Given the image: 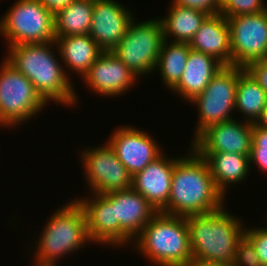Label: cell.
Here are the masks:
<instances>
[{
    "mask_svg": "<svg viewBox=\"0 0 267 266\" xmlns=\"http://www.w3.org/2000/svg\"><path fill=\"white\" fill-rule=\"evenodd\" d=\"M48 104L33 83L6 60L0 67V127L26 123Z\"/></svg>",
    "mask_w": 267,
    "mask_h": 266,
    "instance_id": "cell-8",
    "label": "cell"
},
{
    "mask_svg": "<svg viewBox=\"0 0 267 266\" xmlns=\"http://www.w3.org/2000/svg\"><path fill=\"white\" fill-rule=\"evenodd\" d=\"M245 69L259 83L267 95V57L250 63Z\"/></svg>",
    "mask_w": 267,
    "mask_h": 266,
    "instance_id": "cell-31",
    "label": "cell"
},
{
    "mask_svg": "<svg viewBox=\"0 0 267 266\" xmlns=\"http://www.w3.org/2000/svg\"><path fill=\"white\" fill-rule=\"evenodd\" d=\"M226 18L230 27L231 66L246 68L267 57V9Z\"/></svg>",
    "mask_w": 267,
    "mask_h": 266,
    "instance_id": "cell-10",
    "label": "cell"
},
{
    "mask_svg": "<svg viewBox=\"0 0 267 266\" xmlns=\"http://www.w3.org/2000/svg\"><path fill=\"white\" fill-rule=\"evenodd\" d=\"M190 49L210 55L223 66H231L230 27L221 13L209 15L189 42Z\"/></svg>",
    "mask_w": 267,
    "mask_h": 266,
    "instance_id": "cell-19",
    "label": "cell"
},
{
    "mask_svg": "<svg viewBox=\"0 0 267 266\" xmlns=\"http://www.w3.org/2000/svg\"><path fill=\"white\" fill-rule=\"evenodd\" d=\"M267 103V95L259 83L244 69L238 76L235 109L249 123H256Z\"/></svg>",
    "mask_w": 267,
    "mask_h": 266,
    "instance_id": "cell-25",
    "label": "cell"
},
{
    "mask_svg": "<svg viewBox=\"0 0 267 266\" xmlns=\"http://www.w3.org/2000/svg\"><path fill=\"white\" fill-rule=\"evenodd\" d=\"M198 154L207 161L215 186L224 196L228 186L246 180L249 174V156L228 152Z\"/></svg>",
    "mask_w": 267,
    "mask_h": 266,
    "instance_id": "cell-22",
    "label": "cell"
},
{
    "mask_svg": "<svg viewBox=\"0 0 267 266\" xmlns=\"http://www.w3.org/2000/svg\"><path fill=\"white\" fill-rule=\"evenodd\" d=\"M190 148L188 156H180L175 164L168 204L162 213L187 217L215 212L225 204L207 161Z\"/></svg>",
    "mask_w": 267,
    "mask_h": 266,
    "instance_id": "cell-1",
    "label": "cell"
},
{
    "mask_svg": "<svg viewBox=\"0 0 267 266\" xmlns=\"http://www.w3.org/2000/svg\"><path fill=\"white\" fill-rule=\"evenodd\" d=\"M244 69L224 66L204 91L190 101L196 104L199 117L193 141L209 126L234 119L230 112L235 109L238 76Z\"/></svg>",
    "mask_w": 267,
    "mask_h": 266,
    "instance_id": "cell-9",
    "label": "cell"
},
{
    "mask_svg": "<svg viewBox=\"0 0 267 266\" xmlns=\"http://www.w3.org/2000/svg\"><path fill=\"white\" fill-rule=\"evenodd\" d=\"M44 7H46L53 14L66 8L74 0H38Z\"/></svg>",
    "mask_w": 267,
    "mask_h": 266,
    "instance_id": "cell-34",
    "label": "cell"
},
{
    "mask_svg": "<svg viewBox=\"0 0 267 266\" xmlns=\"http://www.w3.org/2000/svg\"><path fill=\"white\" fill-rule=\"evenodd\" d=\"M170 11L164 18H160L164 39H175L172 42L189 43L199 30L204 20L210 15L199 9L171 3Z\"/></svg>",
    "mask_w": 267,
    "mask_h": 266,
    "instance_id": "cell-23",
    "label": "cell"
},
{
    "mask_svg": "<svg viewBox=\"0 0 267 266\" xmlns=\"http://www.w3.org/2000/svg\"><path fill=\"white\" fill-rule=\"evenodd\" d=\"M250 166L256 164L260 170L267 174V151H251L249 156Z\"/></svg>",
    "mask_w": 267,
    "mask_h": 266,
    "instance_id": "cell-33",
    "label": "cell"
},
{
    "mask_svg": "<svg viewBox=\"0 0 267 266\" xmlns=\"http://www.w3.org/2000/svg\"><path fill=\"white\" fill-rule=\"evenodd\" d=\"M107 143L132 177L163 154L147 132L122 126L114 130Z\"/></svg>",
    "mask_w": 267,
    "mask_h": 266,
    "instance_id": "cell-12",
    "label": "cell"
},
{
    "mask_svg": "<svg viewBox=\"0 0 267 266\" xmlns=\"http://www.w3.org/2000/svg\"><path fill=\"white\" fill-rule=\"evenodd\" d=\"M56 49L69 71L80 77L90 69L103 50L89 34L55 36Z\"/></svg>",
    "mask_w": 267,
    "mask_h": 266,
    "instance_id": "cell-21",
    "label": "cell"
},
{
    "mask_svg": "<svg viewBox=\"0 0 267 266\" xmlns=\"http://www.w3.org/2000/svg\"><path fill=\"white\" fill-rule=\"evenodd\" d=\"M93 0H74L54 14L55 36L89 34Z\"/></svg>",
    "mask_w": 267,
    "mask_h": 266,
    "instance_id": "cell-24",
    "label": "cell"
},
{
    "mask_svg": "<svg viewBox=\"0 0 267 266\" xmlns=\"http://www.w3.org/2000/svg\"><path fill=\"white\" fill-rule=\"evenodd\" d=\"M251 151H267V128L253 124Z\"/></svg>",
    "mask_w": 267,
    "mask_h": 266,
    "instance_id": "cell-32",
    "label": "cell"
},
{
    "mask_svg": "<svg viewBox=\"0 0 267 266\" xmlns=\"http://www.w3.org/2000/svg\"><path fill=\"white\" fill-rule=\"evenodd\" d=\"M191 266H236L234 262L231 263H194Z\"/></svg>",
    "mask_w": 267,
    "mask_h": 266,
    "instance_id": "cell-36",
    "label": "cell"
},
{
    "mask_svg": "<svg viewBox=\"0 0 267 266\" xmlns=\"http://www.w3.org/2000/svg\"><path fill=\"white\" fill-rule=\"evenodd\" d=\"M75 199L82 207L91 242L120 246V224L115 221L114 200L108 194ZM111 244V245H110Z\"/></svg>",
    "mask_w": 267,
    "mask_h": 266,
    "instance_id": "cell-17",
    "label": "cell"
},
{
    "mask_svg": "<svg viewBox=\"0 0 267 266\" xmlns=\"http://www.w3.org/2000/svg\"><path fill=\"white\" fill-rule=\"evenodd\" d=\"M81 78H84V84L86 83L90 90L109 97H118L119 94L125 93L138 80L111 51H103Z\"/></svg>",
    "mask_w": 267,
    "mask_h": 266,
    "instance_id": "cell-15",
    "label": "cell"
},
{
    "mask_svg": "<svg viewBox=\"0 0 267 266\" xmlns=\"http://www.w3.org/2000/svg\"><path fill=\"white\" fill-rule=\"evenodd\" d=\"M172 3L199 9L210 15L219 13L220 6V0H172Z\"/></svg>",
    "mask_w": 267,
    "mask_h": 266,
    "instance_id": "cell-30",
    "label": "cell"
},
{
    "mask_svg": "<svg viewBox=\"0 0 267 266\" xmlns=\"http://www.w3.org/2000/svg\"><path fill=\"white\" fill-rule=\"evenodd\" d=\"M55 211L47 219L44 232L36 242L34 266H56L60 257L83 248V244L91 241L84 211L75 199Z\"/></svg>",
    "mask_w": 267,
    "mask_h": 266,
    "instance_id": "cell-5",
    "label": "cell"
},
{
    "mask_svg": "<svg viewBox=\"0 0 267 266\" xmlns=\"http://www.w3.org/2000/svg\"><path fill=\"white\" fill-rule=\"evenodd\" d=\"M254 124L256 126H261V127L267 128V103L263 109L262 115Z\"/></svg>",
    "mask_w": 267,
    "mask_h": 266,
    "instance_id": "cell-35",
    "label": "cell"
},
{
    "mask_svg": "<svg viewBox=\"0 0 267 266\" xmlns=\"http://www.w3.org/2000/svg\"><path fill=\"white\" fill-rule=\"evenodd\" d=\"M127 9L116 0H93L89 35L103 51H112L126 34L134 19Z\"/></svg>",
    "mask_w": 267,
    "mask_h": 266,
    "instance_id": "cell-14",
    "label": "cell"
},
{
    "mask_svg": "<svg viewBox=\"0 0 267 266\" xmlns=\"http://www.w3.org/2000/svg\"><path fill=\"white\" fill-rule=\"evenodd\" d=\"M190 50L189 43L163 41L155 69L168 89L172 90L181 80Z\"/></svg>",
    "mask_w": 267,
    "mask_h": 266,
    "instance_id": "cell-26",
    "label": "cell"
},
{
    "mask_svg": "<svg viewBox=\"0 0 267 266\" xmlns=\"http://www.w3.org/2000/svg\"><path fill=\"white\" fill-rule=\"evenodd\" d=\"M134 240L137 251L154 265H192L189 227L184 216L158 212Z\"/></svg>",
    "mask_w": 267,
    "mask_h": 266,
    "instance_id": "cell-4",
    "label": "cell"
},
{
    "mask_svg": "<svg viewBox=\"0 0 267 266\" xmlns=\"http://www.w3.org/2000/svg\"><path fill=\"white\" fill-rule=\"evenodd\" d=\"M234 264L236 266H262L257 251L245 236L237 243Z\"/></svg>",
    "mask_w": 267,
    "mask_h": 266,
    "instance_id": "cell-28",
    "label": "cell"
},
{
    "mask_svg": "<svg viewBox=\"0 0 267 266\" xmlns=\"http://www.w3.org/2000/svg\"><path fill=\"white\" fill-rule=\"evenodd\" d=\"M224 66L210 55L190 50L188 60L179 83L172 89L180 97L191 101L200 95L211 79Z\"/></svg>",
    "mask_w": 267,
    "mask_h": 266,
    "instance_id": "cell-20",
    "label": "cell"
},
{
    "mask_svg": "<svg viewBox=\"0 0 267 266\" xmlns=\"http://www.w3.org/2000/svg\"><path fill=\"white\" fill-rule=\"evenodd\" d=\"M56 42L9 46L5 59L25 75L46 101L73 106L77 102L74 86L51 46Z\"/></svg>",
    "mask_w": 267,
    "mask_h": 266,
    "instance_id": "cell-2",
    "label": "cell"
},
{
    "mask_svg": "<svg viewBox=\"0 0 267 266\" xmlns=\"http://www.w3.org/2000/svg\"><path fill=\"white\" fill-rule=\"evenodd\" d=\"M244 122L232 119L211 125L190 143L191 147L197 153L228 152L250 156L253 123Z\"/></svg>",
    "mask_w": 267,
    "mask_h": 266,
    "instance_id": "cell-13",
    "label": "cell"
},
{
    "mask_svg": "<svg viewBox=\"0 0 267 266\" xmlns=\"http://www.w3.org/2000/svg\"><path fill=\"white\" fill-rule=\"evenodd\" d=\"M107 194L114 200L115 221L120 224V245L133 243L158 211L133 188Z\"/></svg>",
    "mask_w": 267,
    "mask_h": 266,
    "instance_id": "cell-16",
    "label": "cell"
},
{
    "mask_svg": "<svg viewBox=\"0 0 267 266\" xmlns=\"http://www.w3.org/2000/svg\"><path fill=\"white\" fill-rule=\"evenodd\" d=\"M7 46L55 41L54 14L38 0H17L0 21Z\"/></svg>",
    "mask_w": 267,
    "mask_h": 266,
    "instance_id": "cell-6",
    "label": "cell"
},
{
    "mask_svg": "<svg viewBox=\"0 0 267 266\" xmlns=\"http://www.w3.org/2000/svg\"><path fill=\"white\" fill-rule=\"evenodd\" d=\"M263 0H220L219 13L225 17L260 13L267 9Z\"/></svg>",
    "mask_w": 267,
    "mask_h": 266,
    "instance_id": "cell-27",
    "label": "cell"
},
{
    "mask_svg": "<svg viewBox=\"0 0 267 266\" xmlns=\"http://www.w3.org/2000/svg\"><path fill=\"white\" fill-rule=\"evenodd\" d=\"M179 159L178 157L166 158L163 153L132 177V188L158 212L168 204L172 175Z\"/></svg>",
    "mask_w": 267,
    "mask_h": 266,
    "instance_id": "cell-18",
    "label": "cell"
},
{
    "mask_svg": "<svg viewBox=\"0 0 267 266\" xmlns=\"http://www.w3.org/2000/svg\"><path fill=\"white\" fill-rule=\"evenodd\" d=\"M132 22L126 34L111 51L127 66L136 77L155 71L157 60L165 40L159 18Z\"/></svg>",
    "mask_w": 267,
    "mask_h": 266,
    "instance_id": "cell-7",
    "label": "cell"
},
{
    "mask_svg": "<svg viewBox=\"0 0 267 266\" xmlns=\"http://www.w3.org/2000/svg\"><path fill=\"white\" fill-rule=\"evenodd\" d=\"M244 236L253 244L262 266H267V227L245 228Z\"/></svg>",
    "mask_w": 267,
    "mask_h": 266,
    "instance_id": "cell-29",
    "label": "cell"
},
{
    "mask_svg": "<svg viewBox=\"0 0 267 266\" xmlns=\"http://www.w3.org/2000/svg\"><path fill=\"white\" fill-rule=\"evenodd\" d=\"M83 150L80 157L85 168L84 176L93 194H107L132 188V175L108 143Z\"/></svg>",
    "mask_w": 267,
    "mask_h": 266,
    "instance_id": "cell-11",
    "label": "cell"
},
{
    "mask_svg": "<svg viewBox=\"0 0 267 266\" xmlns=\"http://www.w3.org/2000/svg\"><path fill=\"white\" fill-rule=\"evenodd\" d=\"M192 264L234 262L238 241L245 227L225 210L187 216Z\"/></svg>",
    "mask_w": 267,
    "mask_h": 266,
    "instance_id": "cell-3",
    "label": "cell"
}]
</instances>
